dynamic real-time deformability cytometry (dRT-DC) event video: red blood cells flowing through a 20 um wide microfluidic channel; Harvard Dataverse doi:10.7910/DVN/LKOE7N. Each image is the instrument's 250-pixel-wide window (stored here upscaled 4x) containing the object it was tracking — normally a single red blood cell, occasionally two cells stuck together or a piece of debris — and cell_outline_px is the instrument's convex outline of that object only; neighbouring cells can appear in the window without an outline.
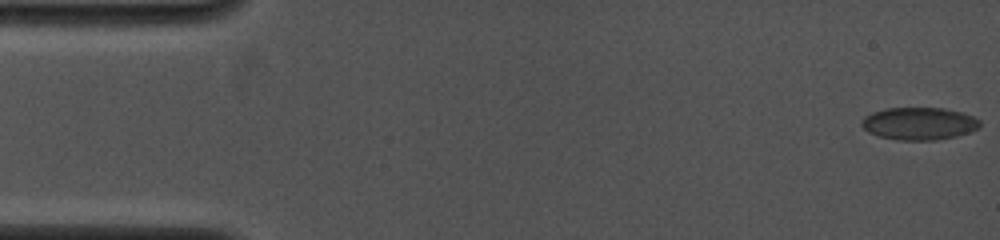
{"species": "common noctule bat (a hibernating species)", "species_latin": "Nyctalus noctula", "temperature_condition": "cold", "stored_images_in_passage": 66, "camera_frame_rate_fps": 4000, "um_per_image_px": 0.085, "animal": {"sex": "female", "body_mass_g": 19.0, "forearm_length_mm": 53.3}, "frame": {"image": 1, "passage_image": 1, "time_ms": 0.0, "image_size_px": [1000, 240], "cell_outline_px": [[980, 128], [972, 132], [956, 136], [936, 140], [900, 140], [880, 136], [868, 132], [860, 124], [864, 116], [872, 112], [888, 108], [944, 108], [964, 112], [980, 120]], "centroid_in_image_um": [78.16, 10.5], "position_along_channel_um": 6.8, "area_um2": 22.54}}
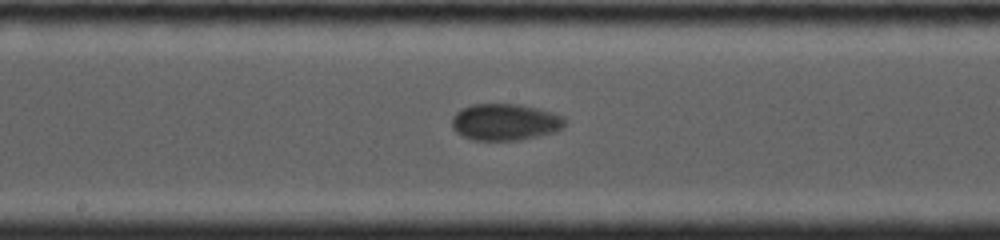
{"frame": {"image": 2, "passage_image": 37, "time_ms": 8.5, "image_size_px": [1000, 240], "cell_outline_px": [[564, 124], [556, 132], [520, 140], [472, 140], [456, 132], [452, 128], [452, 116], [460, 108], [472, 104], [520, 104], [552, 112], [564, 116]], "centroid_in_image_um": [42.9, 10.37], "position_along_channel_um": 205.3, "area_um2": 24.22}}
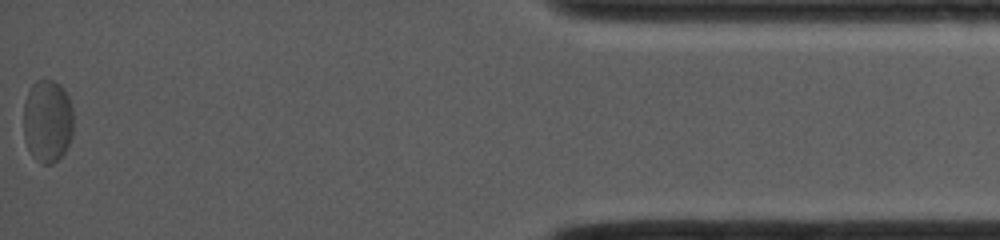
{"frame": {"image": 3, "passage_image": 66, "time_ms": 16.0, "image_size_px": [1000, 240], "cell_outline_px": [[72, 136], [64, 152], [52, 164], [40, 164], [32, 156], [24, 140], [24, 104], [28, 92], [32, 84], [36, 80], [52, 80], [60, 84], [64, 88], [68, 96], [72, 108]], "centroid_in_image_um": [4.03, 10.28], "position_along_channel_um": 431.2, "area_um2": 24.22}, "authors_computed_cell_mechanics": {"area_um2": 23.1778, "velocity_mm_per_s": 3.8888, "shape_relaxation_time_tau1_ms": 2.6267, "shape_relaxation_time_tau2_ms": 0.7494, "deformation_change_tau1": 0.059, "deformation_change_tau2": 0.0413}}